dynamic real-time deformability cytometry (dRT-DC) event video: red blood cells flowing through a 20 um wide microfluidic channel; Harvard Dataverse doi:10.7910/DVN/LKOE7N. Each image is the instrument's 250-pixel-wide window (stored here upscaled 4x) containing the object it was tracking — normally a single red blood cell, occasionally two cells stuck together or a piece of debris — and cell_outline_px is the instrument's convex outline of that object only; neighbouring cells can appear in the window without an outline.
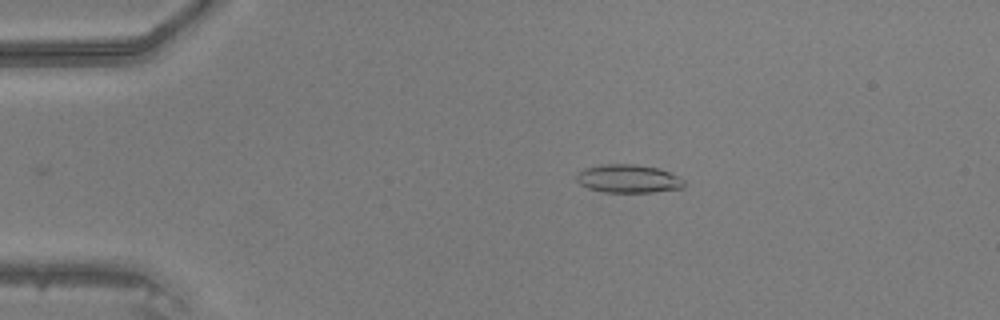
{"species": "common noctule bat (a hibernating species)", "species_latin": "Nyctalus noctula", "temperature_condition": "warm", "stored_images_in_passage": 9, "camera_frame_rate_fps": 3000, "um_per_image_px": 0.085, "animal": {"sex": "male", "body_mass_g": 20.5, "forearm_length_mm": 52.5}, "frame": {"image": 1, "passage_image": 3, "time_ms": 0.667, "image_size_px": [1000, 320], "cell_outline_px": [[684, 188], [652, 192], [604, 192], [588, 188], [580, 184], [576, 180], [576, 176], [584, 168], [600, 164], [636, 164], [656, 168], [668, 172], [684, 180]], "centroid_in_image_um": [53.38, 15.19], "position_along_channel_um": 31.6, "area_um2": 17.63}}